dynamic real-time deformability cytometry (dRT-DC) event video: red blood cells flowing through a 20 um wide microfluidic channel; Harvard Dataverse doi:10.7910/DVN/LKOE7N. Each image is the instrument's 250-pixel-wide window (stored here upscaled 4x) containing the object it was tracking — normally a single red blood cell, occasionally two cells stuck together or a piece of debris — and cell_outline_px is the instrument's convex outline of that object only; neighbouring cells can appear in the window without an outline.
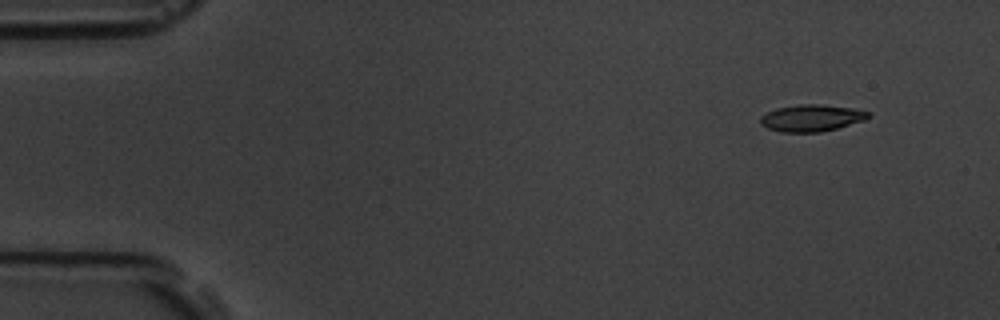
{"species": "common noctule bat (a hibernating species)", "species_latin": "Nyctalus noctula", "temperature_condition": "room temperature", "stored_images_in_passage": 4, "camera_frame_rate_fps": 3000, "um_per_image_px": 0.085, "animal": {"sex": "male", "body_mass_g": 19.5, "forearm_length_mm": 54.6}, "frame": {"image": 1, "passage_image": 1, "time_ms": 0.0, "image_size_px": [1000, 320], "cell_outline_px": [[872, 112], [864, 120], [836, 128], [820, 132], [780, 132], [768, 128], [760, 124], [760, 116], [776, 108], [800, 104], [820, 104], [852, 108]], "centroid_in_image_um": [68.95, 10.02], "position_along_channel_um": 16.0, "area_um2": 16.76}}
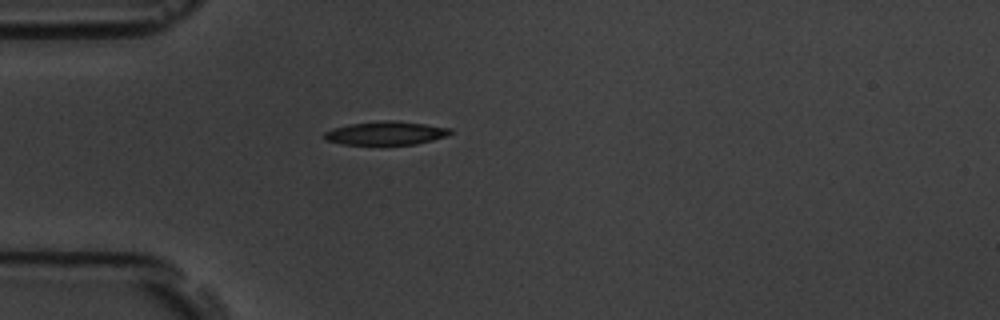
{"frame": {"image": 2, "passage_image": 4, "time_ms": 3.667, "image_size_px": [1000, 320], "cell_outline_px": [[452, 132], [448, 136], [416, 144], [344, 144], [324, 140], [324, 132], [348, 124], [384, 120], [396, 120], [452, 128]], "centroid_in_image_um": [32.83, 11.31], "position_along_channel_um": 52.2, "area_um2": 17.17}}